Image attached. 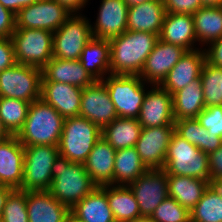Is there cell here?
I'll list each match as a JSON object with an SVG mask.
<instances>
[{"label":"cell","mask_w":222,"mask_h":222,"mask_svg":"<svg viewBox=\"0 0 222 222\" xmlns=\"http://www.w3.org/2000/svg\"><path fill=\"white\" fill-rule=\"evenodd\" d=\"M159 35L127 30L109 39L111 74L139 75Z\"/></svg>","instance_id":"6da1fadb"},{"label":"cell","mask_w":222,"mask_h":222,"mask_svg":"<svg viewBox=\"0 0 222 222\" xmlns=\"http://www.w3.org/2000/svg\"><path fill=\"white\" fill-rule=\"evenodd\" d=\"M52 178L48 191L70 209L97 187L83 163H73L61 155L52 166Z\"/></svg>","instance_id":"7a4b0ae2"},{"label":"cell","mask_w":222,"mask_h":222,"mask_svg":"<svg viewBox=\"0 0 222 222\" xmlns=\"http://www.w3.org/2000/svg\"><path fill=\"white\" fill-rule=\"evenodd\" d=\"M64 118L41 98L29 105L27 118L17 137L23 146H58Z\"/></svg>","instance_id":"3957f363"},{"label":"cell","mask_w":222,"mask_h":222,"mask_svg":"<svg viewBox=\"0 0 222 222\" xmlns=\"http://www.w3.org/2000/svg\"><path fill=\"white\" fill-rule=\"evenodd\" d=\"M163 170L167 175L189 176L210 182L208 154L176 132L169 142Z\"/></svg>","instance_id":"277c9868"},{"label":"cell","mask_w":222,"mask_h":222,"mask_svg":"<svg viewBox=\"0 0 222 222\" xmlns=\"http://www.w3.org/2000/svg\"><path fill=\"white\" fill-rule=\"evenodd\" d=\"M101 137L102 130L88 119L81 116L65 118L58 145L59 155L73 163L84 164Z\"/></svg>","instance_id":"5b68a950"},{"label":"cell","mask_w":222,"mask_h":222,"mask_svg":"<svg viewBox=\"0 0 222 222\" xmlns=\"http://www.w3.org/2000/svg\"><path fill=\"white\" fill-rule=\"evenodd\" d=\"M101 81L107 87L118 117L137 119L147 92L140 76L109 74Z\"/></svg>","instance_id":"8992f818"},{"label":"cell","mask_w":222,"mask_h":222,"mask_svg":"<svg viewBox=\"0 0 222 222\" xmlns=\"http://www.w3.org/2000/svg\"><path fill=\"white\" fill-rule=\"evenodd\" d=\"M58 155V146H24V176L19 190L48 191L53 180L52 166Z\"/></svg>","instance_id":"52a82bcc"},{"label":"cell","mask_w":222,"mask_h":222,"mask_svg":"<svg viewBox=\"0 0 222 222\" xmlns=\"http://www.w3.org/2000/svg\"><path fill=\"white\" fill-rule=\"evenodd\" d=\"M11 39L19 64L43 68L53 58V33L43 29H15Z\"/></svg>","instance_id":"ba28073f"},{"label":"cell","mask_w":222,"mask_h":222,"mask_svg":"<svg viewBox=\"0 0 222 222\" xmlns=\"http://www.w3.org/2000/svg\"><path fill=\"white\" fill-rule=\"evenodd\" d=\"M94 38L89 20L72 13L53 33V58L79 60L86 44Z\"/></svg>","instance_id":"9c48e42d"},{"label":"cell","mask_w":222,"mask_h":222,"mask_svg":"<svg viewBox=\"0 0 222 222\" xmlns=\"http://www.w3.org/2000/svg\"><path fill=\"white\" fill-rule=\"evenodd\" d=\"M41 68L16 63L0 72V97L33 102L41 98Z\"/></svg>","instance_id":"30bf717a"},{"label":"cell","mask_w":222,"mask_h":222,"mask_svg":"<svg viewBox=\"0 0 222 222\" xmlns=\"http://www.w3.org/2000/svg\"><path fill=\"white\" fill-rule=\"evenodd\" d=\"M71 14L54 0H38L16 14V29H43L54 33Z\"/></svg>","instance_id":"8fae6325"},{"label":"cell","mask_w":222,"mask_h":222,"mask_svg":"<svg viewBox=\"0 0 222 222\" xmlns=\"http://www.w3.org/2000/svg\"><path fill=\"white\" fill-rule=\"evenodd\" d=\"M128 187L139 204L141 218H150L155 208L169 196L167 173L163 169H149Z\"/></svg>","instance_id":"7c38bea8"},{"label":"cell","mask_w":222,"mask_h":222,"mask_svg":"<svg viewBox=\"0 0 222 222\" xmlns=\"http://www.w3.org/2000/svg\"><path fill=\"white\" fill-rule=\"evenodd\" d=\"M79 116L96 124L101 130L118 117L107 87L101 80L83 88Z\"/></svg>","instance_id":"4fadbf2b"},{"label":"cell","mask_w":222,"mask_h":222,"mask_svg":"<svg viewBox=\"0 0 222 222\" xmlns=\"http://www.w3.org/2000/svg\"><path fill=\"white\" fill-rule=\"evenodd\" d=\"M175 126L142 128L135 148L148 169H163Z\"/></svg>","instance_id":"5bb4252c"},{"label":"cell","mask_w":222,"mask_h":222,"mask_svg":"<svg viewBox=\"0 0 222 222\" xmlns=\"http://www.w3.org/2000/svg\"><path fill=\"white\" fill-rule=\"evenodd\" d=\"M144 96L137 120L142 128L174 125L172 95L160 85H152Z\"/></svg>","instance_id":"9a60e30c"},{"label":"cell","mask_w":222,"mask_h":222,"mask_svg":"<svg viewBox=\"0 0 222 222\" xmlns=\"http://www.w3.org/2000/svg\"><path fill=\"white\" fill-rule=\"evenodd\" d=\"M187 50L174 44L158 40L153 51L146 58L139 74L147 84L160 85L168 72L178 63Z\"/></svg>","instance_id":"2e32d148"},{"label":"cell","mask_w":222,"mask_h":222,"mask_svg":"<svg viewBox=\"0 0 222 222\" xmlns=\"http://www.w3.org/2000/svg\"><path fill=\"white\" fill-rule=\"evenodd\" d=\"M128 9L123 0H102L96 23L91 25L93 37L109 40L127 31Z\"/></svg>","instance_id":"e0dca14e"},{"label":"cell","mask_w":222,"mask_h":222,"mask_svg":"<svg viewBox=\"0 0 222 222\" xmlns=\"http://www.w3.org/2000/svg\"><path fill=\"white\" fill-rule=\"evenodd\" d=\"M82 88L60 82H41V99L64 119L79 116Z\"/></svg>","instance_id":"ac0fdd59"},{"label":"cell","mask_w":222,"mask_h":222,"mask_svg":"<svg viewBox=\"0 0 222 222\" xmlns=\"http://www.w3.org/2000/svg\"><path fill=\"white\" fill-rule=\"evenodd\" d=\"M24 176V146L17 136L0 141V185L19 189Z\"/></svg>","instance_id":"d6986e66"},{"label":"cell","mask_w":222,"mask_h":222,"mask_svg":"<svg viewBox=\"0 0 222 222\" xmlns=\"http://www.w3.org/2000/svg\"><path fill=\"white\" fill-rule=\"evenodd\" d=\"M205 62V49L197 48L186 51L178 63L168 72L160 86L173 95L200 77Z\"/></svg>","instance_id":"ffe728a7"},{"label":"cell","mask_w":222,"mask_h":222,"mask_svg":"<svg viewBox=\"0 0 222 222\" xmlns=\"http://www.w3.org/2000/svg\"><path fill=\"white\" fill-rule=\"evenodd\" d=\"M41 70V82H60L83 89L96 81L82 66L80 60L52 58Z\"/></svg>","instance_id":"44dd1931"},{"label":"cell","mask_w":222,"mask_h":222,"mask_svg":"<svg viewBox=\"0 0 222 222\" xmlns=\"http://www.w3.org/2000/svg\"><path fill=\"white\" fill-rule=\"evenodd\" d=\"M26 203L29 222H65L70 212L49 191L26 192Z\"/></svg>","instance_id":"7402d4cb"},{"label":"cell","mask_w":222,"mask_h":222,"mask_svg":"<svg viewBox=\"0 0 222 222\" xmlns=\"http://www.w3.org/2000/svg\"><path fill=\"white\" fill-rule=\"evenodd\" d=\"M116 150L101 137L91 152L85 170L97 186L114 185V163Z\"/></svg>","instance_id":"603a6c76"},{"label":"cell","mask_w":222,"mask_h":222,"mask_svg":"<svg viewBox=\"0 0 222 222\" xmlns=\"http://www.w3.org/2000/svg\"><path fill=\"white\" fill-rule=\"evenodd\" d=\"M159 39L165 43L178 45L187 51L197 49L194 20L191 14L166 13Z\"/></svg>","instance_id":"cb8c5ba5"},{"label":"cell","mask_w":222,"mask_h":222,"mask_svg":"<svg viewBox=\"0 0 222 222\" xmlns=\"http://www.w3.org/2000/svg\"><path fill=\"white\" fill-rule=\"evenodd\" d=\"M166 10L163 0H151L128 9L127 30L160 34Z\"/></svg>","instance_id":"d4e9b609"},{"label":"cell","mask_w":222,"mask_h":222,"mask_svg":"<svg viewBox=\"0 0 222 222\" xmlns=\"http://www.w3.org/2000/svg\"><path fill=\"white\" fill-rule=\"evenodd\" d=\"M70 211L84 222H116L107 200L106 185L97 186Z\"/></svg>","instance_id":"484cf974"},{"label":"cell","mask_w":222,"mask_h":222,"mask_svg":"<svg viewBox=\"0 0 222 222\" xmlns=\"http://www.w3.org/2000/svg\"><path fill=\"white\" fill-rule=\"evenodd\" d=\"M168 195L189 212L202 198L210 182L189 176L167 175Z\"/></svg>","instance_id":"4316f807"},{"label":"cell","mask_w":222,"mask_h":222,"mask_svg":"<svg viewBox=\"0 0 222 222\" xmlns=\"http://www.w3.org/2000/svg\"><path fill=\"white\" fill-rule=\"evenodd\" d=\"M175 121L197 118L205 109L204 95L200 77L172 95Z\"/></svg>","instance_id":"83f0119b"},{"label":"cell","mask_w":222,"mask_h":222,"mask_svg":"<svg viewBox=\"0 0 222 222\" xmlns=\"http://www.w3.org/2000/svg\"><path fill=\"white\" fill-rule=\"evenodd\" d=\"M110 55L108 39L92 38L83 48L79 60L95 80H103L111 74Z\"/></svg>","instance_id":"f1b7e54d"},{"label":"cell","mask_w":222,"mask_h":222,"mask_svg":"<svg viewBox=\"0 0 222 222\" xmlns=\"http://www.w3.org/2000/svg\"><path fill=\"white\" fill-rule=\"evenodd\" d=\"M106 195L116 222L141 219L139 204L128 186L106 185Z\"/></svg>","instance_id":"f546056e"},{"label":"cell","mask_w":222,"mask_h":222,"mask_svg":"<svg viewBox=\"0 0 222 222\" xmlns=\"http://www.w3.org/2000/svg\"><path fill=\"white\" fill-rule=\"evenodd\" d=\"M142 131V126L135 118L117 117L102 129V137L115 149L135 147Z\"/></svg>","instance_id":"4dcf8cb0"},{"label":"cell","mask_w":222,"mask_h":222,"mask_svg":"<svg viewBox=\"0 0 222 222\" xmlns=\"http://www.w3.org/2000/svg\"><path fill=\"white\" fill-rule=\"evenodd\" d=\"M192 16L200 44L205 46L222 38V6L204 5Z\"/></svg>","instance_id":"1f68e13d"},{"label":"cell","mask_w":222,"mask_h":222,"mask_svg":"<svg viewBox=\"0 0 222 222\" xmlns=\"http://www.w3.org/2000/svg\"><path fill=\"white\" fill-rule=\"evenodd\" d=\"M148 170L135 147L116 150L114 186H128Z\"/></svg>","instance_id":"d6a6232c"},{"label":"cell","mask_w":222,"mask_h":222,"mask_svg":"<svg viewBox=\"0 0 222 222\" xmlns=\"http://www.w3.org/2000/svg\"><path fill=\"white\" fill-rule=\"evenodd\" d=\"M175 132L202 152L210 154L222 146V138L201 126L197 118L181 119L174 122Z\"/></svg>","instance_id":"836d02e7"},{"label":"cell","mask_w":222,"mask_h":222,"mask_svg":"<svg viewBox=\"0 0 222 222\" xmlns=\"http://www.w3.org/2000/svg\"><path fill=\"white\" fill-rule=\"evenodd\" d=\"M30 102L0 97V118L6 130L12 135L17 136L24 126L27 118Z\"/></svg>","instance_id":"e575fe53"},{"label":"cell","mask_w":222,"mask_h":222,"mask_svg":"<svg viewBox=\"0 0 222 222\" xmlns=\"http://www.w3.org/2000/svg\"><path fill=\"white\" fill-rule=\"evenodd\" d=\"M190 222H222V197L211 185L190 211Z\"/></svg>","instance_id":"d590c367"},{"label":"cell","mask_w":222,"mask_h":222,"mask_svg":"<svg viewBox=\"0 0 222 222\" xmlns=\"http://www.w3.org/2000/svg\"><path fill=\"white\" fill-rule=\"evenodd\" d=\"M205 107L222 106V68L205 62L200 73Z\"/></svg>","instance_id":"8d00e7d4"},{"label":"cell","mask_w":222,"mask_h":222,"mask_svg":"<svg viewBox=\"0 0 222 222\" xmlns=\"http://www.w3.org/2000/svg\"><path fill=\"white\" fill-rule=\"evenodd\" d=\"M150 219L153 222H190V212L168 196L155 208Z\"/></svg>","instance_id":"74e56055"},{"label":"cell","mask_w":222,"mask_h":222,"mask_svg":"<svg viewBox=\"0 0 222 222\" xmlns=\"http://www.w3.org/2000/svg\"><path fill=\"white\" fill-rule=\"evenodd\" d=\"M1 219L4 222H29L26 191L14 189L9 194Z\"/></svg>","instance_id":"f35d334b"},{"label":"cell","mask_w":222,"mask_h":222,"mask_svg":"<svg viewBox=\"0 0 222 222\" xmlns=\"http://www.w3.org/2000/svg\"><path fill=\"white\" fill-rule=\"evenodd\" d=\"M202 127L207 129L209 134L222 138V106H209L197 116Z\"/></svg>","instance_id":"ab89813d"},{"label":"cell","mask_w":222,"mask_h":222,"mask_svg":"<svg viewBox=\"0 0 222 222\" xmlns=\"http://www.w3.org/2000/svg\"><path fill=\"white\" fill-rule=\"evenodd\" d=\"M166 13L193 15L203 5L201 0H163Z\"/></svg>","instance_id":"60d3db41"},{"label":"cell","mask_w":222,"mask_h":222,"mask_svg":"<svg viewBox=\"0 0 222 222\" xmlns=\"http://www.w3.org/2000/svg\"><path fill=\"white\" fill-rule=\"evenodd\" d=\"M16 63L14 45L11 37L0 38V72Z\"/></svg>","instance_id":"b9f144b4"},{"label":"cell","mask_w":222,"mask_h":222,"mask_svg":"<svg viewBox=\"0 0 222 222\" xmlns=\"http://www.w3.org/2000/svg\"><path fill=\"white\" fill-rule=\"evenodd\" d=\"M16 29V15L0 4V38L11 37Z\"/></svg>","instance_id":"7bdbcfd3"},{"label":"cell","mask_w":222,"mask_h":222,"mask_svg":"<svg viewBox=\"0 0 222 222\" xmlns=\"http://www.w3.org/2000/svg\"><path fill=\"white\" fill-rule=\"evenodd\" d=\"M209 45V48H205L206 62L211 66L222 68V38L211 42Z\"/></svg>","instance_id":"ee69618b"},{"label":"cell","mask_w":222,"mask_h":222,"mask_svg":"<svg viewBox=\"0 0 222 222\" xmlns=\"http://www.w3.org/2000/svg\"><path fill=\"white\" fill-rule=\"evenodd\" d=\"M210 180L222 178V146L208 154Z\"/></svg>","instance_id":"f6af8a7d"},{"label":"cell","mask_w":222,"mask_h":222,"mask_svg":"<svg viewBox=\"0 0 222 222\" xmlns=\"http://www.w3.org/2000/svg\"><path fill=\"white\" fill-rule=\"evenodd\" d=\"M64 6L70 13H79L81 8H85L88 0H54ZM80 9V10H79Z\"/></svg>","instance_id":"bcb514c9"},{"label":"cell","mask_w":222,"mask_h":222,"mask_svg":"<svg viewBox=\"0 0 222 222\" xmlns=\"http://www.w3.org/2000/svg\"><path fill=\"white\" fill-rule=\"evenodd\" d=\"M14 189L12 187L6 185H0V218L2 217L3 208L6 204L9 194Z\"/></svg>","instance_id":"7dc6e473"},{"label":"cell","mask_w":222,"mask_h":222,"mask_svg":"<svg viewBox=\"0 0 222 222\" xmlns=\"http://www.w3.org/2000/svg\"><path fill=\"white\" fill-rule=\"evenodd\" d=\"M0 4L15 15L18 13V0H0Z\"/></svg>","instance_id":"c3c4849f"},{"label":"cell","mask_w":222,"mask_h":222,"mask_svg":"<svg viewBox=\"0 0 222 222\" xmlns=\"http://www.w3.org/2000/svg\"><path fill=\"white\" fill-rule=\"evenodd\" d=\"M210 185L222 197V178L216 180H210Z\"/></svg>","instance_id":"681fc988"},{"label":"cell","mask_w":222,"mask_h":222,"mask_svg":"<svg viewBox=\"0 0 222 222\" xmlns=\"http://www.w3.org/2000/svg\"><path fill=\"white\" fill-rule=\"evenodd\" d=\"M12 136L5 128L3 121L0 118V141L5 140Z\"/></svg>","instance_id":"f907efd6"},{"label":"cell","mask_w":222,"mask_h":222,"mask_svg":"<svg viewBox=\"0 0 222 222\" xmlns=\"http://www.w3.org/2000/svg\"><path fill=\"white\" fill-rule=\"evenodd\" d=\"M38 0H18V12L22 9L25 8L26 6H29L33 3H35Z\"/></svg>","instance_id":"816d5d0a"},{"label":"cell","mask_w":222,"mask_h":222,"mask_svg":"<svg viewBox=\"0 0 222 222\" xmlns=\"http://www.w3.org/2000/svg\"><path fill=\"white\" fill-rule=\"evenodd\" d=\"M65 222H84L82 219L78 218L71 211L67 214L65 218Z\"/></svg>","instance_id":"f5cc1de1"},{"label":"cell","mask_w":222,"mask_h":222,"mask_svg":"<svg viewBox=\"0 0 222 222\" xmlns=\"http://www.w3.org/2000/svg\"><path fill=\"white\" fill-rule=\"evenodd\" d=\"M203 5L222 6V0H201Z\"/></svg>","instance_id":"db71d44e"},{"label":"cell","mask_w":222,"mask_h":222,"mask_svg":"<svg viewBox=\"0 0 222 222\" xmlns=\"http://www.w3.org/2000/svg\"><path fill=\"white\" fill-rule=\"evenodd\" d=\"M128 7L130 6H135V5H139L141 3H144V2H149L151 0H123Z\"/></svg>","instance_id":"11a10c76"},{"label":"cell","mask_w":222,"mask_h":222,"mask_svg":"<svg viewBox=\"0 0 222 222\" xmlns=\"http://www.w3.org/2000/svg\"><path fill=\"white\" fill-rule=\"evenodd\" d=\"M135 222H153V221L150 218H141V219H138Z\"/></svg>","instance_id":"9f6ffc18"}]
</instances>
